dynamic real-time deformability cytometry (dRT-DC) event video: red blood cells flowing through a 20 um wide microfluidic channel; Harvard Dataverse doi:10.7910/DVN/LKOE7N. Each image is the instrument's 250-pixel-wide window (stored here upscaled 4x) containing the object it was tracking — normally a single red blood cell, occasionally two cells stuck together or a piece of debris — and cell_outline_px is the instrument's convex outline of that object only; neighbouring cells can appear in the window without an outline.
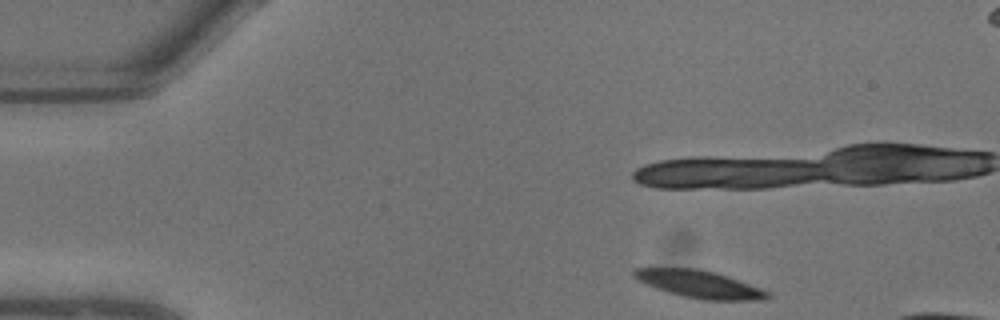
{"species": "common noctule bat (a hibernating species)", "species_latin": "Nyctalus noctula", "temperature_condition": "warm", "stored_images_in_passage": 10, "camera_frame_rate_fps": 3000, "um_per_image_px": 0.085, "animal": {"sex": "male", "body_mass_g": 13.3}, "frame": {"image": 1, "passage_image": 1, "time_ms": 0.0, "image_size_px": [1000, 320], "cell_outline_px": [[772, 296], [764, 300], [704, 300], [680, 296], [656, 288], [632, 276], [632, 272], [636, 268], [696, 268], [716, 272], [728, 276], [760, 288], [768, 292]], "centroid_in_image_um": [59.47, 24.16], "position_along_channel_um": 25.5, "area_um2": 21.27}}
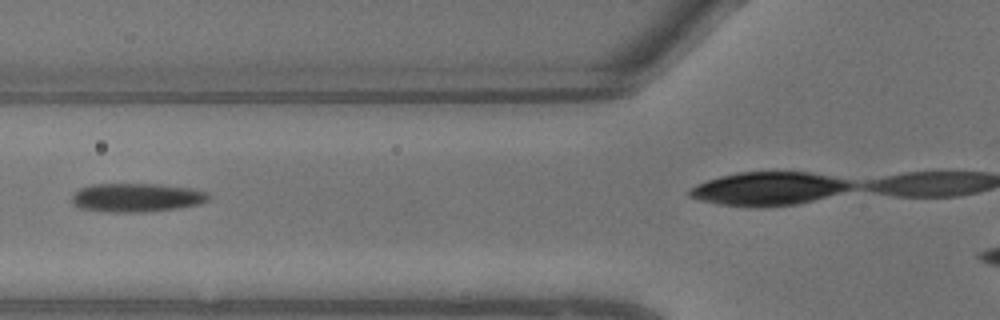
{"frame": {"image": 2, "passage_image": 7, "time_ms": 2.0, "image_size_px": [1000, 320], "cell_outline_px": [[212, 196], [208, 200], [200, 204], [176, 208], [144, 212], [108, 212], [80, 208], [72, 200], [72, 196], [80, 188], [92, 184], [160, 184], [192, 188], [208, 192]], "centroid_in_image_um": [11.66, 16.79], "position_along_channel_um": 114.1, "area_um2": 22.89}}